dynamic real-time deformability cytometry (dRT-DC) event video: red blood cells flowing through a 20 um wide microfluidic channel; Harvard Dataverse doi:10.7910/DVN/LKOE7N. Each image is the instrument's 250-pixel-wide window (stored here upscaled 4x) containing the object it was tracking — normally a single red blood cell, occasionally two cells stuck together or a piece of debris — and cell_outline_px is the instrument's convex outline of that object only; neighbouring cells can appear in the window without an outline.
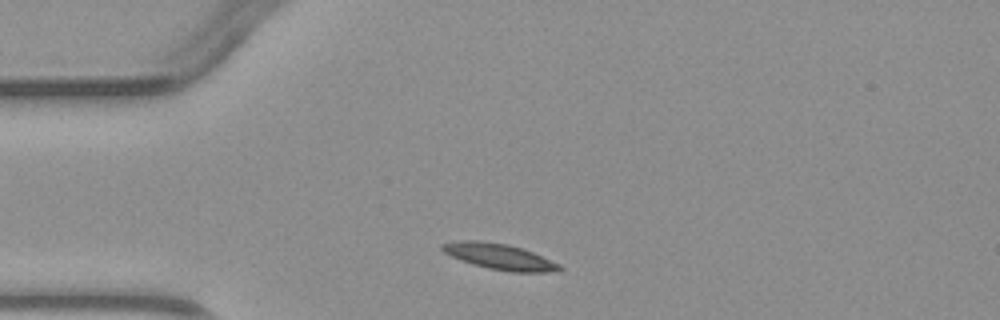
{"species": "common noctule bat (a hibernating species)", "species_latin": "Nyctalus noctula", "temperature_condition": "warm", "stored_images_in_passage": 2, "camera_frame_rate_fps": 3000, "um_per_image_px": 0.085, "animal": {"sex": "male", "body_mass_g": 23.1, "forearm_length_mm": 52.7}, "frame": {"image": 1, "passage_image": 1, "time_ms": 0.0, "image_size_px": [1000, 320], "cell_outline_px": [[564, 268], [548, 272], [512, 272], [488, 268], [472, 264], [460, 260], [444, 252], [440, 248], [440, 244], [456, 240], [476, 240], [508, 244], [532, 252], [560, 264]], "centroid_in_image_um": [42.4, 21.8], "position_along_channel_um": 42.6, "area_um2": 17.57}}
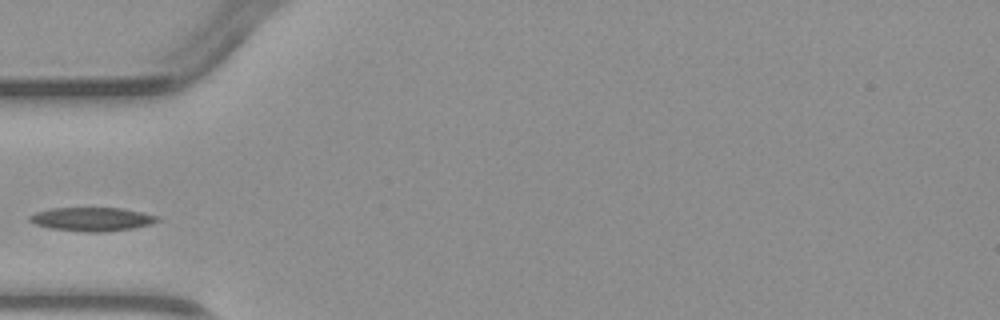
{"frame": {"image": 2, "passage_image": 2, "time_ms": 1.333, "image_size_px": [1000, 320], "cell_outline_px": [[160, 220], [148, 224], [132, 228], [100, 232], [88, 232], [52, 228], [36, 224], [28, 220], [28, 216], [36, 212], [52, 208], [120, 208], [144, 212], [160, 216]], "centroid_in_image_um": [7.83, 18.62], "position_along_channel_um": 77.2, "area_um2": 17.46}}